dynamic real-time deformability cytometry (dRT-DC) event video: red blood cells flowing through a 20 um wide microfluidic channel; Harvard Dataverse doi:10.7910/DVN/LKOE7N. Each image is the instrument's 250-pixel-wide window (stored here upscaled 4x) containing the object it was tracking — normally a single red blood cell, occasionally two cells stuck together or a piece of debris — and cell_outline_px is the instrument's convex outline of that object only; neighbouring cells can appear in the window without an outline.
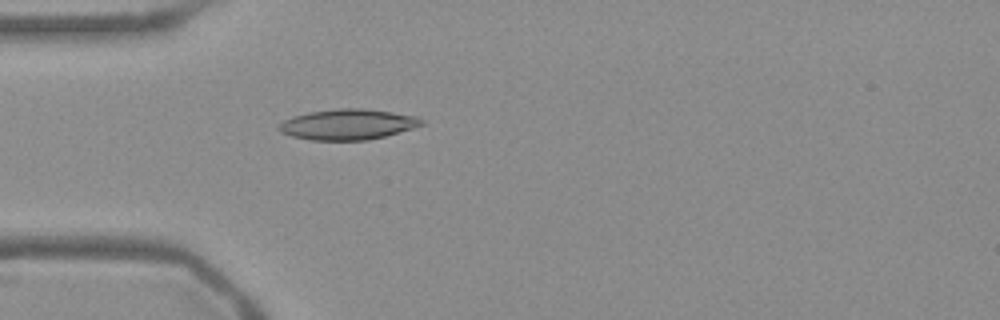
{"species": "Egyptian fruit bat (a non-hibernating species)", "species_latin": "Rousettus aegyptiacus", "temperature_condition": "warm", "stored_images_in_passage": 53, "camera_frame_rate_fps": 3000, "um_per_image_px": 0.085, "frame": {"image": 1, "passage_image": 15, "time_ms": 4.667, "image_size_px": [1000, 320], "cell_outline_px": [[424, 124], [412, 128], [384, 136], [368, 140], [312, 140], [292, 136], [280, 132], [276, 128], [284, 120], [292, 116], [308, 112], [336, 108], [360, 108], [392, 112], [416, 116], [424, 120]], "centroid_in_image_um": [29.53, 10.57], "position_along_channel_um": 55.5, "area_um2": 25.37}}
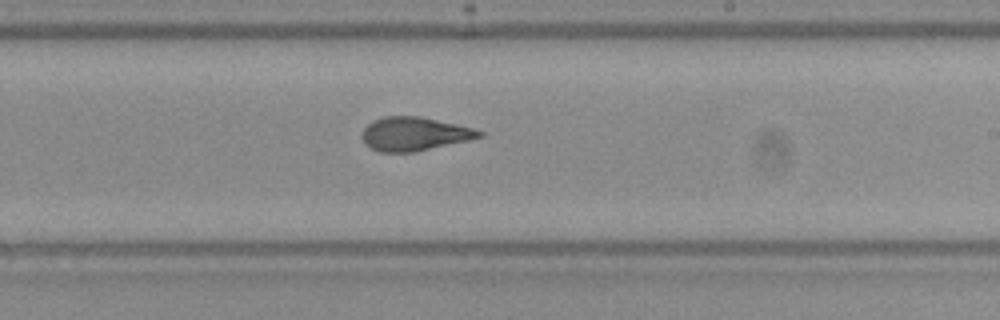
{"frame": {"image": 2, "passage_image": 31, "time_ms": 10.0, "image_size_px": [1000, 320], "cell_outline_px": [[484, 136], [468, 140], [416, 152], [380, 152], [368, 148], [364, 144], [364, 128], [372, 120], [384, 116], [420, 116], [456, 124], [472, 128], [484, 132]], "centroid_in_image_um": [35.21, 11.39], "position_along_channel_um": 253.8, "area_um2": 22.95}}
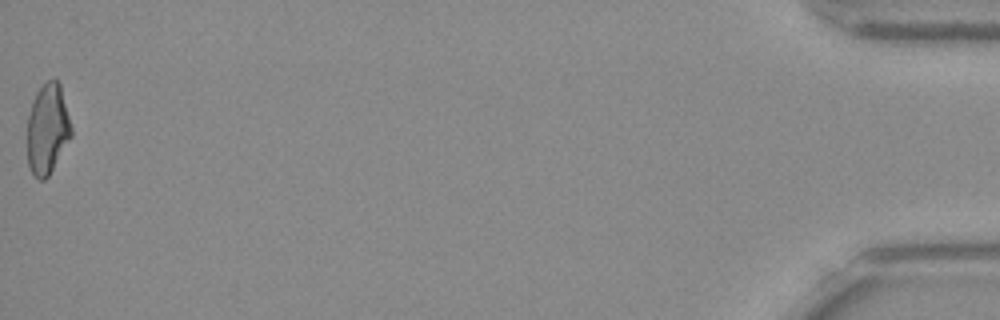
{"frame": {"image": 3, "passage_image": 53, "time_ms": 17.333, "image_size_px": [1000, 320], "cell_outline_px": [[72, 136], [48, 176], [44, 180], [40, 180], [32, 172], [28, 164], [28, 116], [36, 92], [48, 80], [56, 80], [60, 84], [72, 128]], "centroid_in_image_um": [4.05, 10.97], "position_along_channel_um": 431.2, "area_um2": 22.77}, "authors_computed_cell_mechanics": {"area_um2": 23.5824, "velocity_mm_per_s": 3.7945, "shape_relaxation_time_tau1_ms": null, "shape_relaxation_time_tau2_ms": 1.5432, "deformation_change_tau1": null, "deformation_change_tau2": 0.0904}}